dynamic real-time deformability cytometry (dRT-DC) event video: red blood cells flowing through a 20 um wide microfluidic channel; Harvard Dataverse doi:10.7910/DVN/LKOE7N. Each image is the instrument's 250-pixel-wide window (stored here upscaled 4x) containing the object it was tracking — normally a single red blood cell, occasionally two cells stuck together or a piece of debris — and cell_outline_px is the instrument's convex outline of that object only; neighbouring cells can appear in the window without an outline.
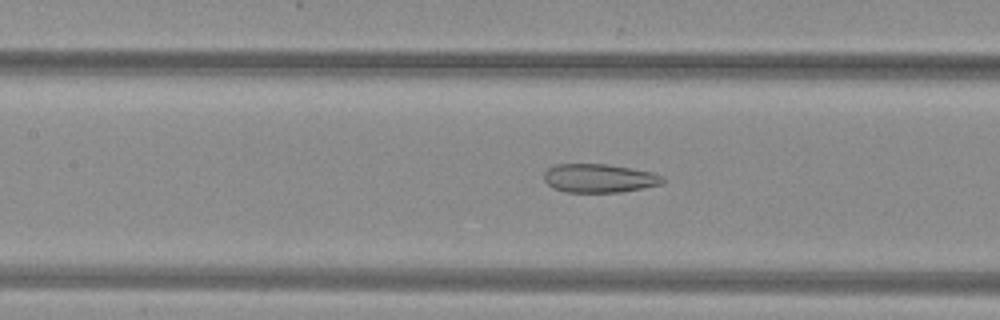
{"species": "common noctule bat (a hibernating species)", "species_latin": "Nyctalus noctula", "temperature_condition": "warm", "stored_images_in_passage": 51, "camera_frame_rate_fps": 3000, "um_per_image_px": 0.085, "animal": {"sex": "female", "body_mass_g": 29.2, "forearm_length_mm": 56.3}, "frame": {"image": 1, "passage_image": 24, "time_ms": 7.667, "image_size_px": [1000, 320], "cell_outline_px": [[664, 184], [644, 188], [620, 192], [564, 192], [552, 188], [544, 180], [544, 172], [548, 168], [556, 164], [608, 164], [652, 172], [664, 176]], "centroid_in_image_um": [50.94, 15.15], "position_along_channel_um": 156.5, "area_um2": 20.0}}
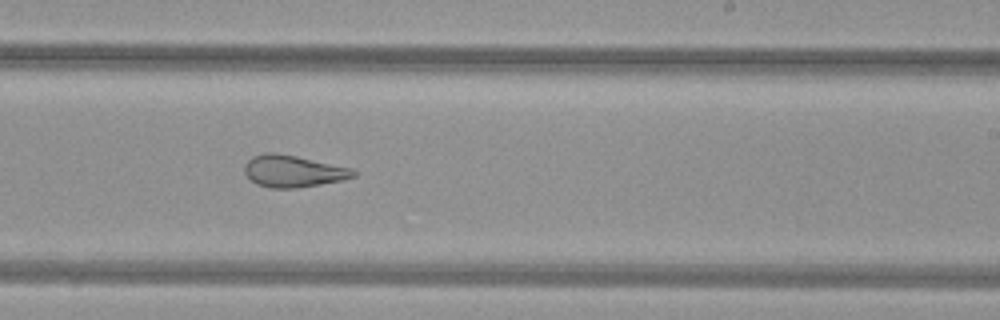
{"frame": {"image": 2, "passage_image": 32, "time_ms": 10.333, "image_size_px": [1000, 320], "cell_outline_px": [[356, 176], [344, 180], [296, 188], [272, 188], [256, 184], [244, 172], [244, 164], [252, 156], [264, 152], [276, 152], [296, 156], [352, 168], [356, 172]], "centroid_in_image_um": [24.9, 14.54], "position_along_channel_um": 264.1, "area_um2": 20.29}}
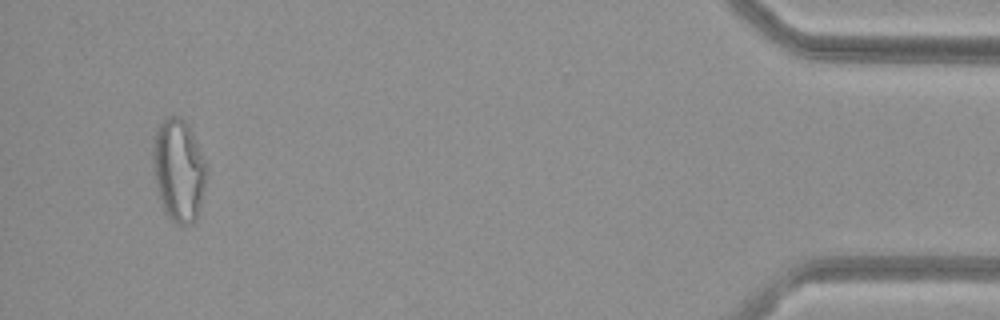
{"frame": {"image": 3, "passage_image": 49, "time_ms": 16.0, "image_size_px": [1000, 320], "cell_outline_px": [[208, 176], [200, 212], [196, 220], [192, 224], [176, 224], [164, 212], [160, 204], [156, 188], [152, 160], [152, 144], [156, 132], [160, 124], [168, 116], [176, 116], [184, 120], [188, 124], [192, 132], [208, 168]], "centroid_in_image_um": [15.2, 14.52], "position_along_channel_um": 420.0, "area_um2": 32.66}, "authors_computed_cell_mechanics": {"area_um2": 26.4724, "velocity_mm_per_s": 4.0532, "shape_relaxation_time_tau1_ms": null, "shape_relaxation_time_tau2_ms": 2.0247, "deformation_change_tau1": null, "deformation_change_tau2": 0.116}}